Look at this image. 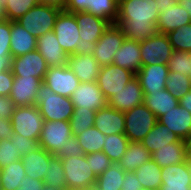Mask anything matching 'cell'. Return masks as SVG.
Segmentation results:
<instances>
[{
    "label": "cell",
    "mask_w": 191,
    "mask_h": 190,
    "mask_svg": "<svg viewBox=\"0 0 191 190\" xmlns=\"http://www.w3.org/2000/svg\"><path fill=\"white\" fill-rule=\"evenodd\" d=\"M159 10L155 0H118V17L115 24L125 38L142 41L157 33Z\"/></svg>",
    "instance_id": "1"
},
{
    "label": "cell",
    "mask_w": 191,
    "mask_h": 190,
    "mask_svg": "<svg viewBox=\"0 0 191 190\" xmlns=\"http://www.w3.org/2000/svg\"><path fill=\"white\" fill-rule=\"evenodd\" d=\"M36 106L44 121H70L74 105L70 97H63L44 83L38 88Z\"/></svg>",
    "instance_id": "2"
},
{
    "label": "cell",
    "mask_w": 191,
    "mask_h": 190,
    "mask_svg": "<svg viewBox=\"0 0 191 190\" xmlns=\"http://www.w3.org/2000/svg\"><path fill=\"white\" fill-rule=\"evenodd\" d=\"M62 9L53 5L37 4L20 17L18 22L36 38L53 31L56 18Z\"/></svg>",
    "instance_id": "3"
},
{
    "label": "cell",
    "mask_w": 191,
    "mask_h": 190,
    "mask_svg": "<svg viewBox=\"0 0 191 190\" xmlns=\"http://www.w3.org/2000/svg\"><path fill=\"white\" fill-rule=\"evenodd\" d=\"M124 118V134L130 142L142 141L158 120L144 103L125 111Z\"/></svg>",
    "instance_id": "4"
},
{
    "label": "cell",
    "mask_w": 191,
    "mask_h": 190,
    "mask_svg": "<svg viewBox=\"0 0 191 190\" xmlns=\"http://www.w3.org/2000/svg\"><path fill=\"white\" fill-rule=\"evenodd\" d=\"M66 187L94 188L97 177L94 175L86 155L62 157Z\"/></svg>",
    "instance_id": "5"
},
{
    "label": "cell",
    "mask_w": 191,
    "mask_h": 190,
    "mask_svg": "<svg viewBox=\"0 0 191 190\" xmlns=\"http://www.w3.org/2000/svg\"><path fill=\"white\" fill-rule=\"evenodd\" d=\"M53 31L68 55L84 51L79 37V26L73 13L62 9L56 18Z\"/></svg>",
    "instance_id": "6"
},
{
    "label": "cell",
    "mask_w": 191,
    "mask_h": 190,
    "mask_svg": "<svg viewBox=\"0 0 191 190\" xmlns=\"http://www.w3.org/2000/svg\"><path fill=\"white\" fill-rule=\"evenodd\" d=\"M13 133L39 141L44 119L36 105L16 107L11 117Z\"/></svg>",
    "instance_id": "7"
},
{
    "label": "cell",
    "mask_w": 191,
    "mask_h": 190,
    "mask_svg": "<svg viewBox=\"0 0 191 190\" xmlns=\"http://www.w3.org/2000/svg\"><path fill=\"white\" fill-rule=\"evenodd\" d=\"M124 40L123 30L118 25L111 24L88 50L101 67L107 66L113 64L114 53L121 47Z\"/></svg>",
    "instance_id": "8"
},
{
    "label": "cell",
    "mask_w": 191,
    "mask_h": 190,
    "mask_svg": "<svg viewBox=\"0 0 191 190\" xmlns=\"http://www.w3.org/2000/svg\"><path fill=\"white\" fill-rule=\"evenodd\" d=\"M173 51L166 34L156 33L150 38L140 41L142 66L167 64Z\"/></svg>",
    "instance_id": "9"
},
{
    "label": "cell",
    "mask_w": 191,
    "mask_h": 190,
    "mask_svg": "<svg viewBox=\"0 0 191 190\" xmlns=\"http://www.w3.org/2000/svg\"><path fill=\"white\" fill-rule=\"evenodd\" d=\"M73 136L69 121H44L39 147L52 155H57L67 140Z\"/></svg>",
    "instance_id": "10"
},
{
    "label": "cell",
    "mask_w": 191,
    "mask_h": 190,
    "mask_svg": "<svg viewBox=\"0 0 191 190\" xmlns=\"http://www.w3.org/2000/svg\"><path fill=\"white\" fill-rule=\"evenodd\" d=\"M64 10L70 13L87 11L111 25L118 17V0H67Z\"/></svg>",
    "instance_id": "11"
},
{
    "label": "cell",
    "mask_w": 191,
    "mask_h": 190,
    "mask_svg": "<svg viewBox=\"0 0 191 190\" xmlns=\"http://www.w3.org/2000/svg\"><path fill=\"white\" fill-rule=\"evenodd\" d=\"M136 76L131 70L114 64L102 66L97 78V84L106 100L123 89Z\"/></svg>",
    "instance_id": "12"
},
{
    "label": "cell",
    "mask_w": 191,
    "mask_h": 190,
    "mask_svg": "<svg viewBox=\"0 0 191 190\" xmlns=\"http://www.w3.org/2000/svg\"><path fill=\"white\" fill-rule=\"evenodd\" d=\"M73 14L79 26L82 48L88 50L99 40L110 24L87 11Z\"/></svg>",
    "instance_id": "13"
},
{
    "label": "cell",
    "mask_w": 191,
    "mask_h": 190,
    "mask_svg": "<svg viewBox=\"0 0 191 190\" xmlns=\"http://www.w3.org/2000/svg\"><path fill=\"white\" fill-rule=\"evenodd\" d=\"M43 83L51 88L54 93L63 97H71L80 84L79 79L67 66L49 67Z\"/></svg>",
    "instance_id": "14"
},
{
    "label": "cell",
    "mask_w": 191,
    "mask_h": 190,
    "mask_svg": "<svg viewBox=\"0 0 191 190\" xmlns=\"http://www.w3.org/2000/svg\"><path fill=\"white\" fill-rule=\"evenodd\" d=\"M48 68L45 59L37 50L11 58V70L14 77L34 76L44 79Z\"/></svg>",
    "instance_id": "15"
},
{
    "label": "cell",
    "mask_w": 191,
    "mask_h": 190,
    "mask_svg": "<svg viewBox=\"0 0 191 190\" xmlns=\"http://www.w3.org/2000/svg\"><path fill=\"white\" fill-rule=\"evenodd\" d=\"M162 185L160 190H190L191 162L168 165L161 168Z\"/></svg>",
    "instance_id": "16"
},
{
    "label": "cell",
    "mask_w": 191,
    "mask_h": 190,
    "mask_svg": "<svg viewBox=\"0 0 191 190\" xmlns=\"http://www.w3.org/2000/svg\"><path fill=\"white\" fill-rule=\"evenodd\" d=\"M42 84L43 79L34 76L14 77L9 97L16 107L36 105L37 91Z\"/></svg>",
    "instance_id": "17"
},
{
    "label": "cell",
    "mask_w": 191,
    "mask_h": 190,
    "mask_svg": "<svg viewBox=\"0 0 191 190\" xmlns=\"http://www.w3.org/2000/svg\"><path fill=\"white\" fill-rule=\"evenodd\" d=\"M144 94L139 79L135 76L118 93L107 99V106L118 111H127L143 103Z\"/></svg>",
    "instance_id": "18"
},
{
    "label": "cell",
    "mask_w": 191,
    "mask_h": 190,
    "mask_svg": "<svg viewBox=\"0 0 191 190\" xmlns=\"http://www.w3.org/2000/svg\"><path fill=\"white\" fill-rule=\"evenodd\" d=\"M67 66L73 71L80 83L97 81L101 68L89 50L69 55Z\"/></svg>",
    "instance_id": "19"
},
{
    "label": "cell",
    "mask_w": 191,
    "mask_h": 190,
    "mask_svg": "<svg viewBox=\"0 0 191 190\" xmlns=\"http://www.w3.org/2000/svg\"><path fill=\"white\" fill-rule=\"evenodd\" d=\"M70 98L74 107H86L95 112L107 105V100L96 81L80 83Z\"/></svg>",
    "instance_id": "20"
},
{
    "label": "cell",
    "mask_w": 191,
    "mask_h": 190,
    "mask_svg": "<svg viewBox=\"0 0 191 190\" xmlns=\"http://www.w3.org/2000/svg\"><path fill=\"white\" fill-rule=\"evenodd\" d=\"M37 51L45 59L49 67L68 65L69 55L60 46L54 31L37 38Z\"/></svg>",
    "instance_id": "21"
},
{
    "label": "cell",
    "mask_w": 191,
    "mask_h": 190,
    "mask_svg": "<svg viewBox=\"0 0 191 190\" xmlns=\"http://www.w3.org/2000/svg\"><path fill=\"white\" fill-rule=\"evenodd\" d=\"M94 127H96L105 136L124 134V112L106 105L104 108H100L95 112Z\"/></svg>",
    "instance_id": "22"
},
{
    "label": "cell",
    "mask_w": 191,
    "mask_h": 190,
    "mask_svg": "<svg viewBox=\"0 0 191 190\" xmlns=\"http://www.w3.org/2000/svg\"><path fill=\"white\" fill-rule=\"evenodd\" d=\"M169 68L167 64L142 66L136 73L143 92H156L165 89Z\"/></svg>",
    "instance_id": "23"
},
{
    "label": "cell",
    "mask_w": 191,
    "mask_h": 190,
    "mask_svg": "<svg viewBox=\"0 0 191 190\" xmlns=\"http://www.w3.org/2000/svg\"><path fill=\"white\" fill-rule=\"evenodd\" d=\"M183 140L191 132V112L178 104L157 120Z\"/></svg>",
    "instance_id": "24"
},
{
    "label": "cell",
    "mask_w": 191,
    "mask_h": 190,
    "mask_svg": "<svg viewBox=\"0 0 191 190\" xmlns=\"http://www.w3.org/2000/svg\"><path fill=\"white\" fill-rule=\"evenodd\" d=\"M190 23L189 14L181 5L177 4L160 10L156 29L157 33L167 34Z\"/></svg>",
    "instance_id": "25"
},
{
    "label": "cell",
    "mask_w": 191,
    "mask_h": 190,
    "mask_svg": "<svg viewBox=\"0 0 191 190\" xmlns=\"http://www.w3.org/2000/svg\"><path fill=\"white\" fill-rule=\"evenodd\" d=\"M113 64L136 74L142 67L140 42L125 38L121 47L114 53Z\"/></svg>",
    "instance_id": "26"
},
{
    "label": "cell",
    "mask_w": 191,
    "mask_h": 190,
    "mask_svg": "<svg viewBox=\"0 0 191 190\" xmlns=\"http://www.w3.org/2000/svg\"><path fill=\"white\" fill-rule=\"evenodd\" d=\"M51 153L42 147L36 148L33 152L21 157L23 166L25 168L26 176L33 179H44L48 171L50 159L53 157Z\"/></svg>",
    "instance_id": "27"
},
{
    "label": "cell",
    "mask_w": 191,
    "mask_h": 190,
    "mask_svg": "<svg viewBox=\"0 0 191 190\" xmlns=\"http://www.w3.org/2000/svg\"><path fill=\"white\" fill-rule=\"evenodd\" d=\"M36 41L37 38L18 22L11 21L10 50L12 58L37 50Z\"/></svg>",
    "instance_id": "28"
},
{
    "label": "cell",
    "mask_w": 191,
    "mask_h": 190,
    "mask_svg": "<svg viewBox=\"0 0 191 190\" xmlns=\"http://www.w3.org/2000/svg\"><path fill=\"white\" fill-rule=\"evenodd\" d=\"M143 94V103L156 115L157 119L179 104V101L166 88L156 92H143Z\"/></svg>",
    "instance_id": "29"
},
{
    "label": "cell",
    "mask_w": 191,
    "mask_h": 190,
    "mask_svg": "<svg viewBox=\"0 0 191 190\" xmlns=\"http://www.w3.org/2000/svg\"><path fill=\"white\" fill-rule=\"evenodd\" d=\"M180 140L181 139L175 133H172L167 126L157 121L155 126L140 142L152 154L159 150V148H163L164 145L179 142Z\"/></svg>",
    "instance_id": "30"
},
{
    "label": "cell",
    "mask_w": 191,
    "mask_h": 190,
    "mask_svg": "<svg viewBox=\"0 0 191 190\" xmlns=\"http://www.w3.org/2000/svg\"><path fill=\"white\" fill-rule=\"evenodd\" d=\"M151 158L162 168L175 165L187 160L183 140L164 145L163 148L153 152Z\"/></svg>",
    "instance_id": "31"
},
{
    "label": "cell",
    "mask_w": 191,
    "mask_h": 190,
    "mask_svg": "<svg viewBox=\"0 0 191 190\" xmlns=\"http://www.w3.org/2000/svg\"><path fill=\"white\" fill-rule=\"evenodd\" d=\"M150 159H152L151 153L141 142H130L118 164L124 171H135Z\"/></svg>",
    "instance_id": "32"
},
{
    "label": "cell",
    "mask_w": 191,
    "mask_h": 190,
    "mask_svg": "<svg viewBox=\"0 0 191 190\" xmlns=\"http://www.w3.org/2000/svg\"><path fill=\"white\" fill-rule=\"evenodd\" d=\"M134 172L143 189L160 190L162 185L161 167L153 159L142 164Z\"/></svg>",
    "instance_id": "33"
},
{
    "label": "cell",
    "mask_w": 191,
    "mask_h": 190,
    "mask_svg": "<svg viewBox=\"0 0 191 190\" xmlns=\"http://www.w3.org/2000/svg\"><path fill=\"white\" fill-rule=\"evenodd\" d=\"M25 176V168L21 159L0 168L2 190H16L20 187L21 180L25 178Z\"/></svg>",
    "instance_id": "34"
},
{
    "label": "cell",
    "mask_w": 191,
    "mask_h": 190,
    "mask_svg": "<svg viewBox=\"0 0 191 190\" xmlns=\"http://www.w3.org/2000/svg\"><path fill=\"white\" fill-rule=\"evenodd\" d=\"M125 171L118 163L112 165L97 177L96 190H120L124 182Z\"/></svg>",
    "instance_id": "35"
},
{
    "label": "cell",
    "mask_w": 191,
    "mask_h": 190,
    "mask_svg": "<svg viewBox=\"0 0 191 190\" xmlns=\"http://www.w3.org/2000/svg\"><path fill=\"white\" fill-rule=\"evenodd\" d=\"M102 151L113 163H118L127 150L130 141L125 134H112L104 137Z\"/></svg>",
    "instance_id": "36"
},
{
    "label": "cell",
    "mask_w": 191,
    "mask_h": 190,
    "mask_svg": "<svg viewBox=\"0 0 191 190\" xmlns=\"http://www.w3.org/2000/svg\"><path fill=\"white\" fill-rule=\"evenodd\" d=\"M74 137L79 141L80 147L83 149L85 155L102 151L105 142V135L94 126Z\"/></svg>",
    "instance_id": "37"
},
{
    "label": "cell",
    "mask_w": 191,
    "mask_h": 190,
    "mask_svg": "<svg viewBox=\"0 0 191 190\" xmlns=\"http://www.w3.org/2000/svg\"><path fill=\"white\" fill-rule=\"evenodd\" d=\"M95 111L86 107H74L70 119V127L73 136H78L86 129L94 126Z\"/></svg>",
    "instance_id": "38"
},
{
    "label": "cell",
    "mask_w": 191,
    "mask_h": 190,
    "mask_svg": "<svg viewBox=\"0 0 191 190\" xmlns=\"http://www.w3.org/2000/svg\"><path fill=\"white\" fill-rule=\"evenodd\" d=\"M165 88L174 98L180 101L191 90V77L169 71Z\"/></svg>",
    "instance_id": "39"
},
{
    "label": "cell",
    "mask_w": 191,
    "mask_h": 190,
    "mask_svg": "<svg viewBox=\"0 0 191 190\" xmlns=\"http://www.w3.org/2000/svg\"><path fill=\"white\" fill-rule=\"evenodd\" d=\"M173 50L191 52V23L166 34Z\"/></svg>",
    "instance_id": "40"
},
{
    "label": "cell",
    "mask_w": 191,
    "mask_h": 190,
    "mask_svg": "<svg viewBox=\"0 0 191 190\" xmlns=\"http://www.w3.org/2000/svg\"><path fill=\"white\" fill-rule=\"evenodd\" d=\"M48 168L47 174L43 179L44 184L52 185L56 188H65L66 181L61 158L54 155L50 159Z\"/></svg>",
    "instance_id": "41"
},
{
    "label": "cell",
    "mask_w": 191,
    "mask_h": 190,
    "mask_svg": "<svg viewBox=\"0 0 191 190\" xmlns=\"http://www.w3.org/2000/svg\"><path fill=\"white\" fill-rule=\"evenodd\" d=\"M167 67L170 72H178L191 77V52L174 50L167 62Z\"/></svg>",
    "instance_id": "42"
},
{
    "label": "cell",
    "mask_w": 191,
    "mask_h": 190,
    "mask_svg": "<svg viewBox=\"0 0 191 190\" xmlns=\"http://www.w3.org/2000/svg\"><path fill=\"white\" fill-rule=\"evenodd\" d=\"M37 4V0H6V20H18Z\"/></svg>",
    "instance_id": "43"
},
{
    "label": "cell",
    "mask_w": 191,
    "mask_h": 190,
    "mask_svg": "<svg viewBox=\"0 0 191 190\" xmlns=\"http://www.w3.org/2000/svg\"><path fill=\"white\" fill-rule=\"evenodd\" d=\"M21 156L15 147V143L10 139L0 140V168L17 162Z\"/></svg>",
    "instance_id": "44"
},
{
    "label": "cell",
    "mask_w": 191,
    "mask_h": 190,
    "mask_svg": "<svg viewBox=\"0 0 191 190\" xmlns=\"http://www.w3.org/2000/svg\"><path fill=\"white\" fill-rule=\"evenodd\" d=\"M86 158L90 162L91 169L96 177L100 176L113 163L103 151L87 154Z\"/></svg>",
    "instance_id": "45"
},
{
    "label": "cell",
    "mask_w": 191,
    "mask_h": 190,
    "mask_svg": "<svg viewBox=\"0 0 191 190\" xmlns=\"http://www.w3.org/2000/svg\"><path fill=\"white\" fill-rule=\"evenodd\" d=\"M10 140L15 143V147L21 157L33 152L39 147V143L36 139H28L18 133H13Z\"/></svg>",
    "instance_id": "46"
},
{
    "label": "cell",
    "mask_w": 191,
    "mask_h": 190,
    "mask_svg": "<svg viewBox=\"0 0 191 190\" xmlns=\"http://www.w3.org/2000/svg\"><path fill=\"white\" fill-rule=\"evenodd\" d=\"M10 33L11 21L0 20V57L11 56Z\"/></svg>",
    "instance_id": "47"
},
{
    "label": "cell",
    "mask_w": 191,
    "mask_h": 190,
    "mask_svg": "<svg viewBox=\"0 0 191 190\" xmlns=\"http://www.w3.org/2000/svg\"><path fill=\"white\" fill-rule=\"evenodd\" d=\"M85 155L83 149L80 147L79 141L76 137L72 136L67 140V143L64 144L60 152L56 155L59 158L62 157H77Z\"/></svg>",
    "instance_id": "48"
},
{
    "label": "cell",
    "mask_w": 191,
    "mask_h": 190,
    "mask_svg": "<svg viewBox=\"0 0 191 190\" xmlns=\"http://www.w3.org/2000/svg\"><path fill=\"white\" fill-rule=\"evenodd\" d=\"M13 80L14 75L11 69L0 72V96L9 97L12 90Z\"/></svg>",
    "instance_id": "49"
},
{
    "label": "cell",
    "mask_w": 191,
    "mask_h": 190,
    "mask_svg": "<svg viewBox=\"0 0 191 190\" xmlns=\"http://www.w3.org/2000/svg\"><path fill=\"white\" fill-rule=\"evenodd\" d=\"M143 187L139 183L134 171H125L124 182L120 190H142Z\"/></svg>",
    "instance_id": "50"
},
{
    "label": "cell",
    "mask_w": 191,
    "mask_h": 190,
    "mask_svg": "<svg viewBox=\"0 0 191 190\" xmlns=\"http://www.w3.org/2000/svg\"><path fill=\"white\" fill-rule=\"evenodd\" d=\"M16 106L8 96H0V119H11Z\"/></svg>",
    "instance_id": "51"
},
{
    "label": "cell",
    "mask_w": 191,
    "mask_h": 190,
    "mask_svg": "<svg viewBox=\"0 0 191 190\" xmlns=\"http://www.w3.org/2000/svg\"><path fill=\"white\" fill-rule=\"evenodd\" d=\"M43 185L44 182L42 180L25 176V178L21 180L20 187L23 188V190H42Z\"/></svg>",
    "instance_id": "52"
},
{
    "label": "cell",
    "mask_w": 191,
    "mask_h": 190,
    "mask_svg": "<svg viewBox=\"0 0 191 190\" xmlns=\"http://www.w3.org/2000/svg\"><path fill=\"white\" fill-rule=\"evenodd\" d=\"M13 134L11 119H0V140L10 139Z\"/></svg>",
    "instance_id": "53"
},
{
    "label": "cell",
    "mask_w": 191,
    "mask_h": 190,
    "mask_svg": "<svg viewBox=\"0 0 191 190\" xmlns=\"http://www.w3.org/2000/svg\"><path fill=\"white\" fill-rule=\"evenodd\" d=\"M38 4H47L59 7L61 9L65 8L67 0H37Z\"/></svg>",
    "instance_id": "54"
},
{
    "label": "cell",
    "mask_w": 191,
    "mask_h": 190,
    "mask_svg": "<svg viewBox=\"0 0 191 190\" xmlns=\"http://www.w3.org/2000/svg\"><path fill=\"white\" fill-rule=\"evenodd\" d=\"M155 4L160 12L161 9H166L167 7L177 5L178 0H155Z\"/></svg>",
    "instance_id": "55"
},
{
    "label": "cell",
    "mask_w": 191,
    "mask_h": 190,
    "mask_svg": "<svg viewBox=\"0 0 191 190\" xmlns=\"http://www.w3.org/2000/svg\"><path fill=\"white\" fill-rule=\"evenodd\" d=\"M11 58L12 56L0 57V72L11 69Z\"/></svg>",
    "instance_id": "56"
},
{
    "label": "cell",
    "mask_w": 191,
    "mask_h": 190,
    "mask_svg": "<svg viewBox=\"0 0 191 190\" xmlns=\"http://www.w3.org/2000/svg\"><path fill=\"white\" fill-rule=\"evenodd\" d=\"M179 104L191 112V90L182 97V99L179 101Z\"/></svg>",
    "instance_id": "57"
},
{
    "label": "cell",
    "mask_w": 191,
    "mask_h": 190,
    "mask_svg": "<svg viewBox=\"0 0 191 190\" xmlns=\"http://www.w3.org/2000/svg\"><path fill=\"white\" fill-rule=\"evenodd\" d=\"M183 142L186 157L191 160V132L183 139Z\"/></svg>",
    "instance_id": "58"
},
{
    "label": "cell",
    "mask_w": 191,
    "mask_h": 190,
    "mask_svg": "<svg viewBox=\"0 0 191 190\" xmlns=\"http://www.w3.org/2000/svg\"><path fill=\"white\" fill-rule=\"evenodd\" d=\"M178 4L186 10L191 18V0H178Z\"/></svg>",
    "instance_id": "59"
},
{
    "label": "cell",
    "mask_w": 191,
    "mask_h": 190,
    "mask_svg": "<svg viewBox=\"0 0 191 190\" xmlns=\"http://www.w3.org/2000/svg\"><path fill=\"white\" fill-rule=\"evenodd\" d=\"M0 20H6L5 2L0 0Z\"/></svg>",
    "instance_id": "60"
},
{
    "label": "cell",
    "mask_w": 191,
    "mask_h": 190,
    "mask_svg": "<svg viewBox=\"0 0 191 190\" xmlns=\"http://www.w3.org/2000/svg\"><path fill=\"white\" fill-rule=\"evenodd\" d=\"M42 190H64V188H56L52 185L44 184Z\"/></svg>",
    "instance_id": "61"
},
{
    "label": "cell",
    "mask_w": 191,
    "mask_h": 190,
    "mask_svg": "<svg viewBox=\"0 0 191 190\" xmlns=\"http://www.w3.org/2000/svg\"><path fill=\"white\" fill-rule=\"evenodd\" d=\"M64 190H91V189L79 188V187H65Z\"/></svg>",
    "instance_id": "62"
},
{
    "label": "cell",
    "mask_w": 191,
    "mask_h": 190,
    "mask_svg": "<svg viewBox=\"0 0 191 190\" xmlns=\"http://www.w3.org/2000/svg\"><path fill=\"white\" fill-rule=\"evenodd\" d=\"M16 190H23V188H21V187H18Z\"/></svg>",
    "instance_id": "63"
}]
</instances>
